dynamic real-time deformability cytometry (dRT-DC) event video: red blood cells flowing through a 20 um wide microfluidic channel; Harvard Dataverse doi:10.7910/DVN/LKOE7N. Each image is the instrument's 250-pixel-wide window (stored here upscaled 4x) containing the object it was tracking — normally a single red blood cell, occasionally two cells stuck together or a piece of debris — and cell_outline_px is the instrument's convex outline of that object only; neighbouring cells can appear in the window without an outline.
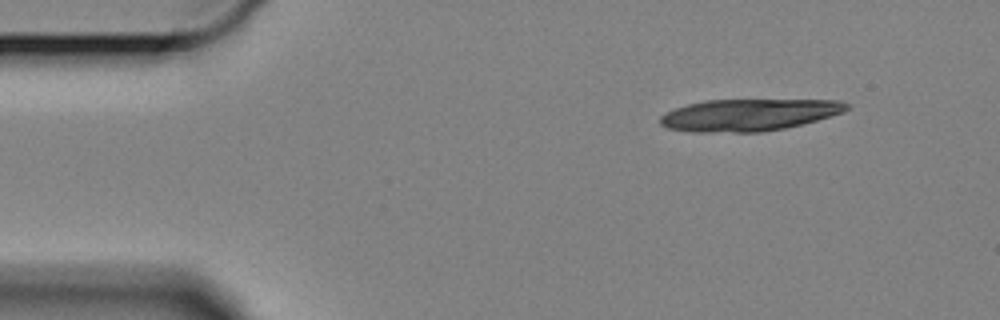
{"species": "Egyptian fruit bat (a non-hibernating species)", "species_latin": "Rousettus aegyptiacus", "temperature_condition": "cold", "stored_images_in_passage": 8, "camera_frame_rate_fps": 3000, "um_per_image_px": 0.085, "animal": {"sex": "female"}, "frame": {"image": 1, "passage_image": 1, "time_ms": 0.0, "image_size_px": [1000, 320], "cell_outline_px": [[852, 104], [844, 112], [816, 120], [784, 128], [760, 132], [692, 132], [668, 128], [660, 124], [660, 116], [676, 108], [688, 104], [708, 100], [840, 100]], "centroid_in_image_um": [63.67, 9.76], "position_along_channel_um": 21.3, "area_um2": 34.51}}